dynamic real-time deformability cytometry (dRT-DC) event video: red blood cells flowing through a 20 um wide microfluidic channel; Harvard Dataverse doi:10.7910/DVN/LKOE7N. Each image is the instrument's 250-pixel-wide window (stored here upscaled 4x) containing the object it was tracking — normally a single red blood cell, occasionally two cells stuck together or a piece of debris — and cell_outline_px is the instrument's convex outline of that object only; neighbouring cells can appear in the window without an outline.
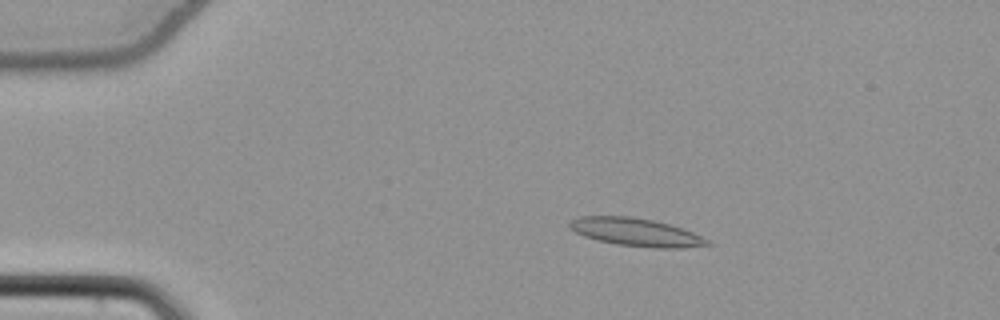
{"species": "common noctule bat (a hibernating species)", "species_latin": "Nyctalus noctula", "temperature_condition": "cold", "stored_images_in_passage": 55, "camera_frame_rate_fps": 3000, "um_per_image_px": 0.085, "animal": {"sex": "female", "body_mass_g": 22.7, "forearm_length_mm": 54.2}, "frame": {"image": 1, "passage_image": 11, "time_ms": 3.333, "image_size_px": [1000, 320], "cell_outline_px": [[712, 244], [680, 248], [652, 248], [616, 244], [584, 236], [568, 228], [568, 224], [572, 220], [580, 216], [628, 216], [652, 220], [668, 224], [692, 232], [708, 240]], "centroid_in_image_um": [54.02, 19.73], "position_along_channel_um": 31.0, "area_um2": 22.14}}
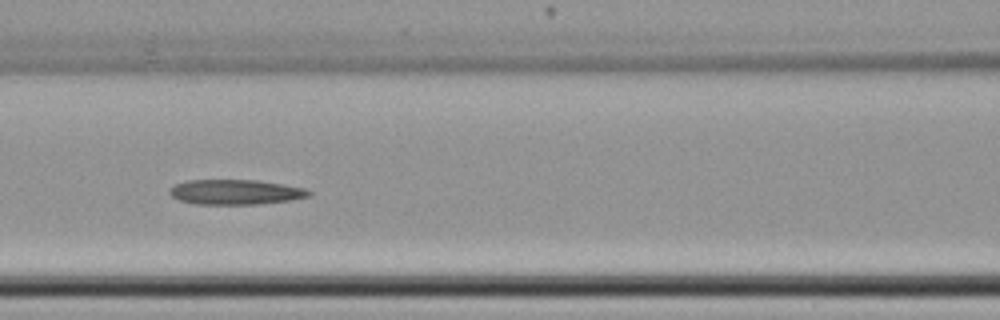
{"frame": {"image": 2, "passage_image": 25, "time_ms": 8.0, "image_size_px": [1000, 320], "cell_outline_px": [[312, 192], [308, 196], [292, 200], [260, 204], [196, 204], [180, 200], [172, 196], [168, 192], [168, 188], [176, 184], [188, 180], [256, 180], [284, 184], [304, 188]], "centroid_in_image_um": [20.01, 16.32], "position_along_channel_um": 146.6, "area_um2": 20.29}}
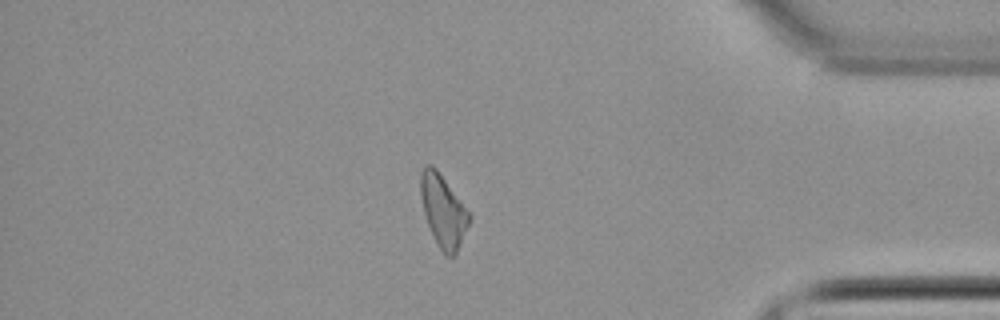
{"frame": {"image": 3, "passage_image": 47, "time_ms": 15.333, "image_size_px": [1000, 320], "cell_outline_px": [[472, 216], [456, 256], [444, 256], [428, 224], [424, 212], [420, 192], [420, 172], [424, 164], [432, 164], [436, 168]], "centroid_in_image_um": [37.67, 17.92], "position_along_channel_um": 397.5, "area_um2": 20.29}}